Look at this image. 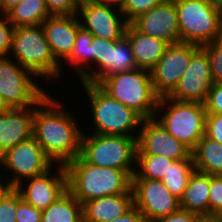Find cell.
I'll return each instance as SVG.
<instances>
[{
  "instance_id": "cell-39",
  "label": "cell",
  "mask_w": 222,
  "mask_h": 222,
  "mask_svg": "<svg viewBox=\"0 0 222 222\" xmlns=\"http://www.w3.org/2000/svg\"><path fill=\"white\" fill-rule=\"evenodd\" d=\"M205 135L222 144V114H207Z\"/></svg>"
},
{
  "instance_id": "cell-22",
  "label": "cell",
  "mask_w": 222,
  "mask_h": 222,
  "mask_svg": "<svg viewBox=\"0 0 222 222\" xmlns=\"http://www.w3.org/2000/svg\"><path fill=\"white\" fill-rule=\"evenodd\" d=\"M210 175L194 171L180 200V209L209 216Z\"/></svg>"
},
{
  "instance_id": "cell-13",
  "label": "cell",
  "mask_w": 222,
  "mask_h": 222,
  "mask_svg": "<svg viewBox=\"0 0 222 222\" xmlns=\"http://www.w3.org/2000/svg\"><path fill=\"white\" fill-rule=\"evenodd\" d=\"M77 14L79 19L82 17L81 26L93 37L111 41H120L125 37L129 22L117 8L97 4L91 0L83 1L79 5Z\"/></svg>"
},
{
  "instance_id": "cell-20",
  "label": "cell",
  "mask_w": 222,
  "mask_h": 222,
  "mask_svg": "<svg viewBox=\"0 0 222 222\" xmlns=\"http://www.w3.org/2000/svg\"><path fill=\"white\" fill-rule=\"evenodd\" d=\"M133 207V194H115L92 199L83 204V222H107L125 215Z\"/></svg>"
},
{
  "instance_id": "cell-17",
  "label": "cell",
  "mask_w": 222,
  "mask_h": 222,
  "mask_svg": "<svg viewBox=\"0 0 222 222\" xmlns=\"http://www.w3.org/2000/svg\"><path fill=\"white\" fill-rule=\"evenodd\" d=\"M131 24L141 33L166 42H180L177 10L174 0H164L148 12L139 15Z\"/></svg>"
},
{
  "instance_id": "cell-34",
  "label": "cell",
  "mask_w": 222,
  "mask_h": 222,
  "mask_svg": "<svg viewBox=\"0 0 222 222\" xmlns=\"http://www.w3.org/2000/svg\"><path fill=\"white\" fill-rule=\"evenodd\" d=\"M42 211L25 202L17 192L16 222H41Z\"/></svg>"
},
{
  "instance_id": "cell-11",
  "label": "cell",
  "mask_w": 222,
  "mask_h": 222,
  "mask_svg": "<svg viewBox=\"0 0 222 222\" xmlns=\"http://www.w3.org/2000/svg\"><path fill=\"white\" fill-rule=\"evenodd\" d=\"M200 47L185 42L166 47L161 59L151 70L152 86L159 98L169 96L174 91L189 66L192 55Z\"/></svg>"
},
{
  "instance_id": "cell-23",
  "label": "cell",
  "mask_w": 222,
  "mask_h": 222,
  "mask_svg": "<svg viewBox=\"0 0 222 222\" xmlns=\"http://www.w3.org/2000/svg\"><path fill=\"white\" fill-rule=\"evenodd\" d=\"M195 170L222 175V144L204 135L191 151Z\"/></svg>"
},
{
  "instance_id": "cell-33",
  "label": "cell",
  "mask_w": 222,
  "mask_h": 222,
  "mask_svg": "<svg viewBox=\"0 0 222 222\" xmlns=\"http://www.w3.org/2000/svg\"><path fill=\"white\" fill-rule=\"evenodd\" d=\"M201 47L209 57L213 83H222V45H215L211 42Z\"/></svg>"
},
{
  "instance_id": "cell-44",
  "label": "cell",
  "mask_w": 222,
  "mask_h": 222,
  "mask_svg": "<svg viewBox=\"0 0 222 222\" xmlns=\"http://www.w3.org/2000/svg\"><path fill=\"white\" fill-rule=\"evenodd\" d=\"M21 0H0V14H5L13 6L17 5Z\"/></svg>"
},
{
  "instance_id": "cell-8",
  "label": "cell",
  "mask_w": 222,
  "mask_h": 222,
  "mask_svg": "<svg viewBox=\"0 0 222 222\" xmlns=\"http://www.w3.org/2000/svg\"><path fill=\"white\" fill-rule=\"evenodd\" d=\"M180 42L204 46L211 43L222 20V9L209 0H174Z\"/></svg>"
},
{
  "instance_id": "cell-40",
  "label": "cell",
  "mask_w": 222,
  "mask_h": 222,
  "mask_svg": "<svg viewBox=\"0 0 222 222\" xmlns=\"http://www.w3.org/2000/svg\"><path fill=\"white\" fill-rule=\"evenodd\" d=\"M198 215L187 210L179 209L178 211L155 219L151 222H196Z\"/></svg>"
},
{
  "instance_id": "cell-21",
  "label": "cell",
  "mask_w": 222,
  "mask_h": 222,
  "mask_svg": "<svg viewBox=\"0 0 222 222\" xmlns=\"http://www.w3.org/2000/svg\"><path fill=\"white\" fill-rule=\"evenodd\" d=\"M125 37L131 44L137 67L148 71L159 62L168 46L160 39L139 32L131 23L128 24Z\"/></svg>"
},
{
  "instance_id": "cell-9",
  "label": "cell",
  "mask_w": 222,
  "mask_h": 222,
  "mask_svg": "<svg viewBox=\"0 0 222 222\" xmlns=\"http://www.w3.org/2000/svg\"><path fill=\"white\" fill-rule=\"evenodd\" d=\"M34 79L17 61L0 57V94L10 108L35 106L48 93Z\"/></svg>"
},
{
  "instance_id": "cell-41",
  "label": "cell",
  "mask_w": 222,
  "mask_h": 222,
  "mask_svg": "<svg viewBox=\"0 0 222 222\" xmlns=\"http://www.w3.org/2000/svg\"><path fill=\"white\" fill-rule=\"evenodd\" d=\"M107 222H146L142 213L134 206L125 215Z\"/></svg>"
},
{
  "instance_id": "cell-49",
  "label": "cell",
  "mask_w": 222,
  "mask_h": 222,
  "mask_svg": "<svg viewBox=\"0 0 222 222\" xmlns=\"http://www.w3.org/2000/svg\"><path fill=\"white\" fill-rule=\"evenodd\" d=\"M78 1L81 3V2H83V1H90V0H78Z\"/></svg>"
},
{
  "instance_id": "cell-27",
  "label": "cell",
  "mask_w": 222,
  "mask_h": 222,
  "mask_svg": "<svg viewBox=\"0 0 222 222\" xmlns=\"http://www.w3.org/2000/svg\"><path fill=\"white\" fill-rule=\"evenodd\" d=\"M138 69L134 60L132 47L126 37L120 41H111L110 63L108 70L94 83L99 84L105 77L115 73L128 72Z\"/></svg>"
},
{
  "instance_id": "cell-14",
  "label": "cell",
  "mask_w": 222,
  "mask_h": 222,
  "mask_svg": "<svg viewBox=\"0 0 222 222\" xmlns=\"http://www.w3.org/2000/svg\"><path fill=\"white\" fill-rule=\"evenodd\" d=\"M138 131L136 154L160 155L174 161L192 159L191 150L156 118L143 119Z\"/></svg>"
},
{
  "instance_id": "cell-48",
  "label": "cell",
  "mask_w": 222,
  "mask_h": 222,
  "mask_svg": "<svg viewBox=\"0 0 222 222\" xmlns=\"http://www.w3.org/2000/svg\"><path fill=\"white\" fill-rule=\"evenodd\" d=\"M212 4L222 9V0H209Z\"/></svg>"
},
{
  "instance_id": "cell-29",
  "label": "cell",
  "mask_w": 222,
  "mask_h": 222,
  "mask_svg": "<svg viewBox=\"0 0 222 222\" xmlns=\"http://www.w3.org/2000/svg\"><path fill=\"white\" fill-rule=\"evenodd\" d=\"M194 171L193 159L178 160L169 167V171L161 181L174 196L180 199Z\"/></svg>"
},
{
  "instance_id": "cell-31",
  "label": "cell",
  "mask_w": 222,
  "mask_h": 222,
  "mask_svg": "<svg viewBox=\"0 0 222 222\" xmlns=\"http://www.w3.org/2000/svg\"><path fill=\"white\" fill-rule=\"evenodd\" d=\"M164 0H125L121 12L126 20L131 23L139 15L148 12Z\"/></svg>"
},
{
  "instance_id": "cell-30",
  "label": "cell",
  "mask_w": 222,
  "mask_h": 222,
  "mask_svg": "<svg viewBox=\"0 0 222 222\" xmlns=\"http://www.w3.org/2000/svg\"><path fill=\"white\" fill-rule=\"evenodd\" d=\"M91 54V83H95L108 70L111 55V40L93 37ZM93 64L98 69H94Z\"/></svg>"
},
{
  "instance_id": "cell-25",
  "label": "cell",
  "mask_w": 222,
  "mask_h": 222,
  "mask_svg": "<svg viewBox=\"0 0 222 222\" xmlns=\"http://www.w3.org/2000/svg\"><path fill=\"white\" fill-rule=\"evenodd\" d=\"M41 222H83V205L67 190L42 211Z\"/></svg>"
},
{
  "instance_id": "cell-35",
  "label": "cell",
  "mask_w": 222,
  "mask_h": 222,
  "mask_svg": "<svg viewBox=\"0 0 222 222\" xmlns=\"http://www.w3.org/2000/svg\"><path fill=\"white\" fill-rule=\"evenodd\" d=\"M79 5L78 0H46L47 10L51 16L77 14Z\"/></svg>"
},
{
  "instance_id": "cell-2",
  "label": "cell",
  "mask_w": 222,
  "mask_h": 222,
  "mask_svg": "<svg viewBox=\"0 0 222 222\" xmlns=\"http://www.w3.org/2000/svg\"><path fill=\"white\" fill-rule=\"evenodd\" d=\"M68 190L83 205L86 201L115 194H133L135 170H120L86 163L80 156L66 165Z\"/></svg>"
},
{
  "instance_id": "cell-24",
  "label": "cell",
  "mask_w": 222,
  "mask_h": 222,
  "mask_svg": "<svg viewBox=\"0 0 222 222\" xmlns=\"http://www.w3.org/2000/svg\"><path fill=\"white\" fill-rule=\"evenodd\" d=\"M92 40L93 35L81 26L78 29L71 56L65 61L69 63L70 68L74 67L80 83H91Z\"/></svg>"
},
{
  "instance_id": "cell-5",
  "label": "cell",
  "mask_w": 222,
  "mask_h": 222,
  "mask_svg": "<svg viewBox=\"0 0 222 222\" xmlns=\"http://www.w3.org/2000/svg\"><path fill=\"white\" fill-rule=\"evenodd\" d=\"M98 85L142 119L155 117L159 97L152 86L151 71L138 68L115 73L105 77Z\"/></svg>"
},
{
  "instance_id": "cell-36",
  "label": "cell",
  "mask_w": 222,
  "mask_h": 222,
  "mask_svg": "<svg viewBox=\"0 0 222 222\" xmlns=\"http://www.w3.org/2000/svg\"><path fill=\"white\" fill-rule=\"evenodd\" d=\"M14 26L5 14L0 15V57L7 56L11 51Z\"/></svg>"
},
{
  "instance_id": "cell-26",
  "label": "cell",
  "mask_w": 222,
  "mask_h": 222,
  "mask_svg": "<svg viewBox=\"0 0 222 222\" xmlns=\"http://www.w3.org/2000/svg\"><path fill=\"white\" fill-rule=\"evenodd\" d=\"M5 15L14 27L40 25L51 16L46 0H21Z\"/></svg>"
},
{
  "instance_id": "cell-3",
  "label": "cell",
  "mask_w": 222,
  "mask_h": 222,
  "mask_svg": "<svg viewBox=\"0 0 222 222\" xmlns=\"http://www.w3.org/2000/svg\"><path fill=\"white\" fill-rule=\"evenodd\" d=\"M9 56L37 78L61 79L64 68L54 58L42 24L15 27Z\"/></svg>"
},
{
  "instance_id": "cell-45",
  "label": "cell",
  "mask_w": 222,
  "mask_h": 222,
  "mask_svg": "<svg viewBox=\"0 0 222 222\" xmlns=\"http://www.w3.org/2000/svg\"><path fill=\"white\" fill-rule=\"evenodd\" d=\"M196 222H222V216H201Z\"/></svg>"
},
{
  "instance_id": "cell-43",
  "label": "cell",
  "mask_w": 222,
  "mask_h": 222,
  "mask_svg": "<svg viewBox=\"0 0 222 222\" xmlns=\"http://www.w3.org/2000/svg\"><path fill=\"white\" fill-rule=\"evenodd\" d=\"M94 3L106 5L121 10L125 0H91ZM117 6V7H116Z\"/></svg>"
},
{
  "instance_id": "cell-32",
  "label": "cell",
  "mask_w": 222,
  "mask_h": 222,
  "mask_svg": "<svg viewBox=\"0 0 222 222\" xmlns=\"http://www.w3.org/2000/svg\"><path fill=\"white\" fill-rule=\"evenodd\" d=\"M209 216H222V175H210Z\"/></svg>"
},
{
  "instance_id": "cell-6",
  "label": "cell",
  "mask_w": 222,
  "mask_h": 222,
  "mask_svg": "<svg viewBox=\"0 0 222 222\" xmlns=\"http://www.w3.org/2000/svg\"><path fill=\"white\" fill-rule=\"evenodd\" d=\"M163 109L166 110L163 112ZM206 116L204 104L177 101L166 96L159 98L154 118L192 151L205 135Z\"/></svg>"
},
{
  "instance_id": "cell-1",
  "label": "cell",
  "mask_w": 222,
  "mask_h": 222,
  "mask_svg": "<svg viewBox=\"0 0 222 222\" xmlns=\"http://www.w3.org/2000/svg\"><path fill=\"white\" fill-rule=\"evenodd\" d=\"M51 97L50 91L35 105L33 137L54 164L66 165L80 156L84 133L71 112Z\"/></svg>"
},
{
  "instance_id": "cell-37",
  "label": "cell",
  "mask_w": 222,
  "mask_h": 222,
  "mask_svg": "<svg viewBox=\"0 0 222 222\" xmlns=\"http://www.w3.org/2000/svg\"><path fill=\"white\" fill-rule=\"evenodd\" d=\"M204 106L207 114H222V83H213Z\"/></svg>"
},
{
  "instance_id": "cell-38",
  "label": "cell",
  "mask_w": 222,
  "mask_h": 222,
  "mask_svg": "<svg viewBox=\"0 0 222 222\" xmlns=\"http://www.w3.org/2000/svg\"><path fill=\"white\" fill-rule=\"evenodd\" d=\"M17 191L15 188L0 204V222H16Z\"/></svg>"
},
{
  "instance_id": "cell-4",
  "label": "cell",
  "mask_w": 222,
  "mask_h": 222,
  "mask_svg": "<svg viewBox=\"0 0 222 222\" xmlns=\"http://www.w3.org/2000/svg\"><path fill=\"white\" fill-rule=\"evenodd\" d=\"M90 101L93 133L100 135L138 136L142 118L131 108L106 93L98 84L80 83Z\"/></svg>"
},
{
  "instance_id": "cell-28",
  "label": "cell",
  "mask_w": 222,
  "mask_h": 222,
  "mask_svg": "<svg viewBox=\"0 0 222 222\" xmlns=\"http://www.w3.org/2000/svg\"><path fill=\"white\" fill-rule=\"evenodd\" d=\"M174 162L160 155L136 154V169L132 178L162 180Z\"/></svg>"
},
{
  "instance_id": "cell-15",
  "label": "cell",
  "mask_w": 222,
  "mask_h": 222,
  "mask_svg": "<svg viewBox=\"0 0 222 222\" xmlns=\"http://www.w3.org/2000/svg\"><path fill=\"white\" fill-rule=\"evenodd\" d=\"M212 85L209 57L207 52L200 47L192 55L189 66L180 78L177 87L168 97L177 101L204 104Z\"/></svg>"
},
{
  "instance_id": "cell-47",
  "label": "cell",
  "mask_w": 222,
  "mask_h": 222,
  "mask_svg": "<svg viewBox=\"0 0 222 222\" xmlns=\"http://www.w3.org/2000/svg\"><path fill=\"white\" fill-rule=\"evenodd\" d=\"M10 107L7 105V103L4 101L2 95L0 94V114H3L4 112L8 111Z\"/></svg>"
},
{
  "instance_id": "cell-46",
  "label": "cell",
  "mask_w": 222,
  "mask_h": 222,
  "mask_svg": "<svg viewBox=\"0 0 222 222\" xmlns=\"http://www.w3.org/2000/svg\"><path fill=\"white\" fill-rule=\"evenodd\" d=\"M212 43L215 45H222V20L218 25V29L216 31V35Z\"/></svg>"
},
{
  "instance_id": "cell-18",
  "label": "cell",
  "mask_w": 222,
  "mask_h": 222,
  "mask_svg": "<svg viewBox=\"0 0 222 222\" xmlns=\"http://www.w3.org/2000/svg\"><path fill=\"white\" fill-rule=\"evenodd\" d=\"M78 18V14L49 16L42 23L51 52L61 66L71 56L81 27Z\"/></svg>"
},
{
  "instance_id": "cell-12",
  "label": "cell",
  "mask_w": 222,
  "mask_h": 222,
  "mask_svg": "<svg viewBox=\"0 0 222 222\" xmlns=\"http://www.w3.org/2000/svg\"><path fill=\"white\" fill-rule=\"evenodd\" d=\"M131 188L134 206L142 213L146 222L168 216L180 209V200L161 180L132 178Z\"/></svg>"
},
{
  "instance_id": "cell-42",
  "label": "cell",
  "mask_w": 222,
  "mask_h": 222,
  "mask_svg": "<svg viewBox=\"0 0 222 222\" xmlns=\"http://www.w3.org/2000/svg\"><path fill=\"white\" fill-rule=\"evenodd\" d=\"M2 179V178H0ZM14 189V187L11 185L9 181L5 183V181L2 182L0 180V204L3 201V199Z\"/></svg>"
},
{
  "instance_id": "cell-19",
  "label": "cell",
  "mask_w": 222,
  "mask_h": 222,
  "mask_svg": "<svg viewBox=\"0 0 222 222\" xmlns=\"http://www.w3.org/2000/svg\"><path fill=\"white\" fill-rule=\"evenodd\" d=\"M34 109L10 108L0 114V155L33 136Z\"/></svg>"
},
{
  "instance_id": "cell-16",
  "label": "cell",
  "mask_w": 222,
  "mask_h": 222,
  "mask_svg": "<svg viewBox=\"0 0 222 222\" xmlns=\"http://www.w3.org/2000/svg\"><path fill=\"white\" fill-rule=\"evenodd\" d=\"M54 168L46 173L27 179V184L20 183L15 190L21 198L39 209L40 211L48 208L54 201L68 190V177L65 165L55 164ZM52 171V173H51ZM25 188V189H24Z\"/></svg>"
},
{
  "instance_id": "cell-7",
  "label": "cell",
  "mask_w": 222,
  "mask_h": 222,
  "mask_svg": "<svg viewBox=\"0 0 222 222\" xmlns=\"http://www.w3.org/2000/svg\"><path fill=\"white\" fill-rule=\"evenodd\" d=\"M137 136L85 134L80 157L89 164L120 170H135ZM134 166V167H133Z\"/></svg>"
},
{
  "instance_id": "cell-10",
  "label": "cell",
  "mask_w": 222,
  "mask_h": 222,
  "mask_svg": "<svg viewBox=\"0 0 222 222\" xmlns=\"http://www.w3.org/2000/svg\"><path fill=\"white\" fill-rule=\"evenodd\" d=\"M2 167L13 174H9L8 181L15 188L27 179L46 173L54 167V162L32 136L0 155V169Z\"/></svg>"
}]
</instances>
